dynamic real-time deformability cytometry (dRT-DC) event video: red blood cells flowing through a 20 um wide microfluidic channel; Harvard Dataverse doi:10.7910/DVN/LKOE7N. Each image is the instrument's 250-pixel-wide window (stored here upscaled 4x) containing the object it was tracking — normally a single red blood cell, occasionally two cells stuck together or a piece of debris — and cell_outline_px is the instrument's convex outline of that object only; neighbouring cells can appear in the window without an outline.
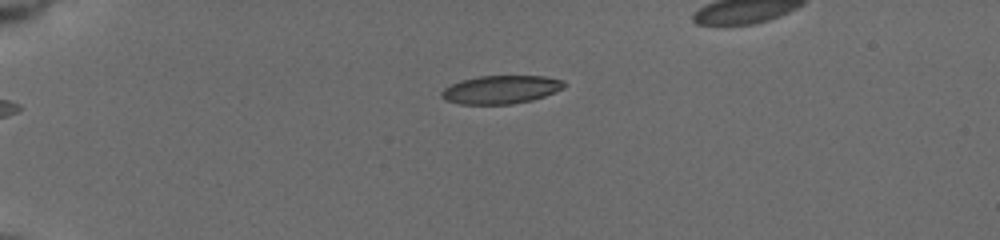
{"species": "common noctule bat (a hibernating species)", "species_latin": "Nyctalus noctula", "temperature_condition": "cold", "stored_images_in_passage": 45, "camera_frame_rate_fps": 3000, "um_per_image_px": 0.085, "animal": {"sex": "female", "body_mass_g": 19.5, "forearm_length_mm": 54.1}, "frame": {"image": 1, "passage_image": 6, "time_ms": 1.667, "image_size_px": [1000, 240], "cell_outline_px": [[568, 84], [564, 88], [544, 96], [532, 100], [512, 104], [460, 104], [444, 100], [440, 96], [440, 92], [444, 88], [460, 80], [480, 76], [544, 76], [564, 80]], "centroid_in_image_um": [42.58, 7.61], "position_along_channel_um": 42.4, "area_um2": 20.35}}
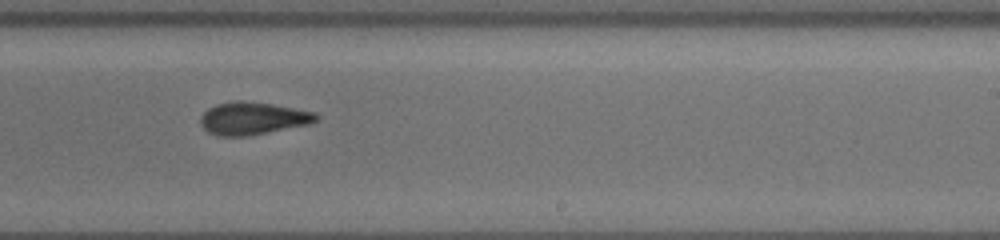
{"frame": {"image": 2, "passage_image": 28, "time_ms": 9.0, "image_size_px": [1000, 240], "cell_outline_px": [[320, 116], [316, 120], [308, 124], [268, 132], [244, 136], [220, 136], [208, 132], [200, 124], [200, 116], [208, 108], [216, 104], [236, 100], [240, 100], [272, 104], [316, 112]], "centroid_in_image_um": [21.46, 10.05], "position_along_channel_um": 267.5, "area_um2": 21.85}}
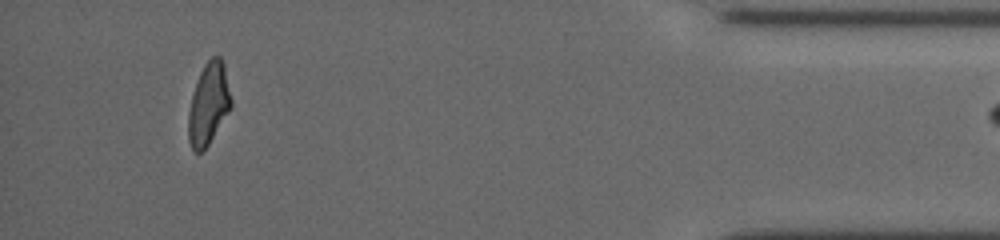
{"frame": {"image": 3, "passage_image": 44, "time_ms": 14.333, "image_size_px": [1000, 240], "cell_outline_px": [[232, 104], [228, 112], [208, 144], [200, 152], [192, 152], [188, 140], [188, 112], [192, 96], [200, 72], [204, 64], [212, 56], [220, 56], [224, 64], [232, 100]], "centroid_in_image_um": [17.72, 8.83], "position_along_channel_um": 417.5, "area_um2": 20.17}}